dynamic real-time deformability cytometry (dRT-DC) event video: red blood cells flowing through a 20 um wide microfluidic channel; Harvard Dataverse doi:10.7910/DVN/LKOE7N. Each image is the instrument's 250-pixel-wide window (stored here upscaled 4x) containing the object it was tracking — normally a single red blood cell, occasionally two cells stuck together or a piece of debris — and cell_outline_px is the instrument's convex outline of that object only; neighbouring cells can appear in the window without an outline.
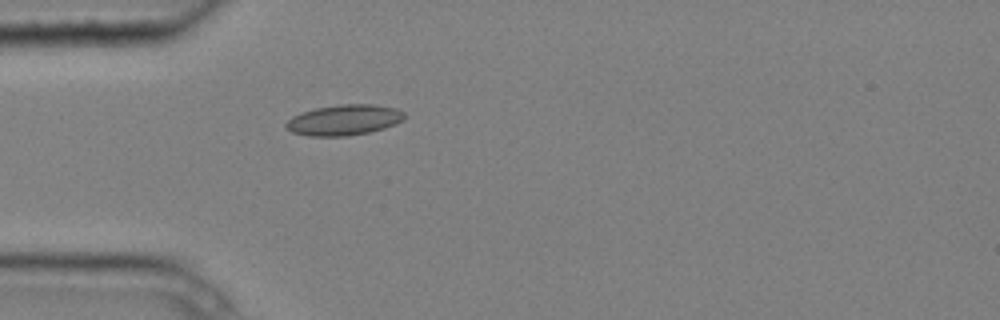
{"species": "common noctule bat (a hibernating species)", "species_latin": "Nyctalus noctula", "temperature_condition": "cold", "stored_images_in_passage": 4, "camera_frame_rate_fps": 3000, "um_per_image_px": 0.085, "animal": {"sex": "male", "body_mass_g": 20.4}, "frame": {"image": 1, "passage_image": 4, "time_ms": 1.0, "image_size_px": [1000, 320], "cell_outline_px": [[404, 120], [396, 124], [384, 128], [368, 132], [348, 136], [308, 136], [292, 132], [284, 128], [284, 124], [292, 116], [316, 108], [340, 104], [372, 104], [396, 108], [404, 112]], "centroid_in_image_um": [29.24, 10.2], "position_along_channel_um": 55.8, "area_um2": 21.15}}